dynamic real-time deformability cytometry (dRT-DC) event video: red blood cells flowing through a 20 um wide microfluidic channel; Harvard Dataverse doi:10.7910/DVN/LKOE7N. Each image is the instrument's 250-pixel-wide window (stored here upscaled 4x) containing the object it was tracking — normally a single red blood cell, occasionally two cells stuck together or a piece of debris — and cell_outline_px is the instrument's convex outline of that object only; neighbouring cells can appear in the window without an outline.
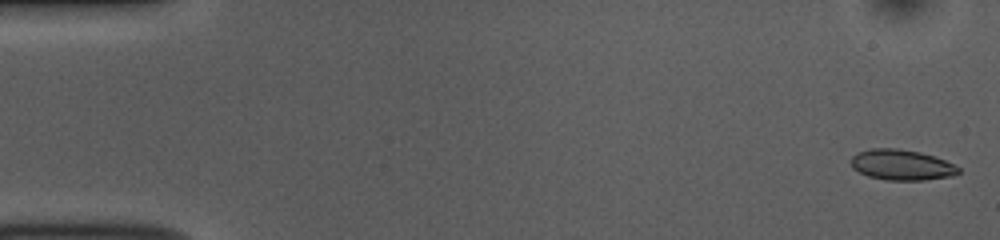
{"species": "common noctule bat (a hibernating species)", "species_latin": "Nyctalus noctula", "temperature_condition": "room temperature", "stored_images_in_passage": 52, "camera_frame_rate_fps": 3000, "um_per_image_px": 0.085, "animal": {"sex": "female", "body_mass_g": 10.0, "forearm_length_mm": 53.1}, "frame": {"image": 1, "passage_image": 1, "time_ms": 0.0, "image_size_px": [1000, 240], "cell_outline_px": [[960, 172], [952, 176], [924, 180], [888, 180], [868, 176], [852, 168], [852, 156], [856, 152], [872, 148], [896, 148], [920, 152], [944, 160], [960, 168]], "centroid_in_image_um": [76.62, 14.01], "position_along_channel_um": 8.4, "area_um2": 19.02}}
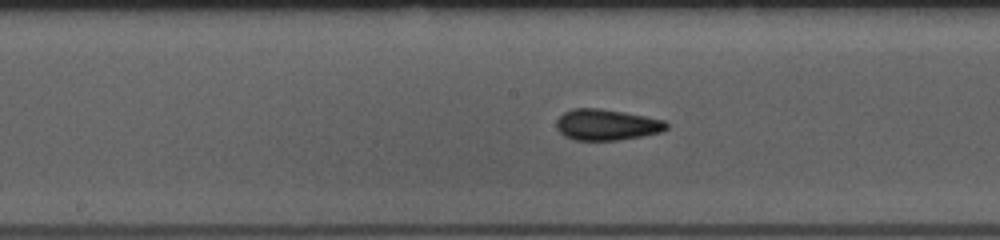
{"frame": {"image": 2, "passage_image": 26, "time_ms": 8.333, "image_size_px": [1000, 240], "cell_outline_px": [[668, 128], [660, 132], [640, 136], [616, 140], [576, 140], [564, 136], [556, 128], [556, 120], [564, 112], [572, 108], [600, 108], [624, 112], [664, 120], [668, 124]], "centroid_in_image_um": [51.53, 10.59], "position_along_channel_um": 196.7, "area_um2": 19.83}}
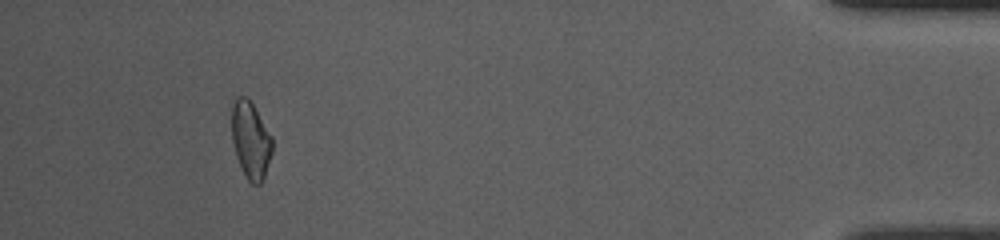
{"frame": {"image": 3, "passage_image": 48, "time_ms": 15.667, "image_size_px": [1000, 240], "cell_outline_px": [[272, 152], [264, 176], [260, 184], [252, 184], [248, 180], [236, 156], [232, 140], [232, 104], [236, 96], [244, 96], [252, 104], [272, 136]], "centroid_in_image_um": [21.3, 11.9], "position_along_channel_um": 413.9, "area_um2": 17.86}, "authors_computed_cell_mechanics": {"area_um2": 18.9873, "velocity_mm_per_s": 3.8258, "shape_relaxation_time_tau1_ms": 7.9166, "shape_relaxation_time_tau2_ms": 2.2542, "deformation_change_tau1": 0.1497, "deformation_change_tau2": 0.0752}}